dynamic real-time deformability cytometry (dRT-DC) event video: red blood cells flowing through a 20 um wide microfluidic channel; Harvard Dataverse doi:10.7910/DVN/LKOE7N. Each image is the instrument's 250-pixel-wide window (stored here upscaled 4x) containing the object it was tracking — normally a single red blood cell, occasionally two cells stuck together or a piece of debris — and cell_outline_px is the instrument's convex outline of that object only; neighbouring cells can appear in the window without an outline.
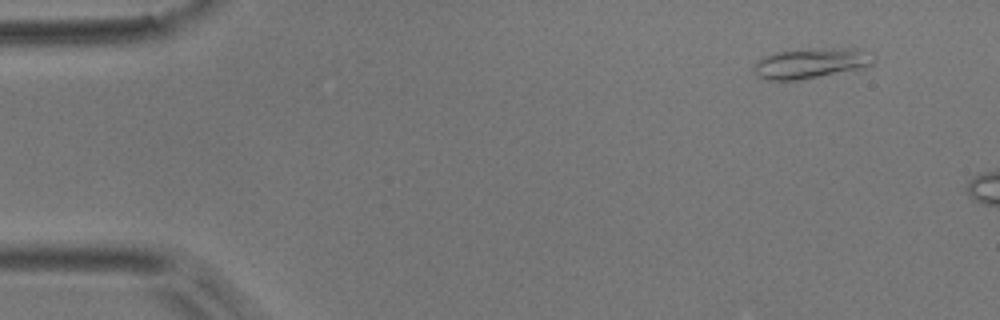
{"species": "common noctule bat (a hibernating species)", "species_latin": "Nyctalus noctula", "temperature_condition": "room temperature", "stored_images_in_passage": 5, "camera_frame_rate_fps": 3000, "um_per_image_px": 0.085, "animal": {"sex": "male", "body_mass_g": 17.9}, "frame": {"image": 1, "passage_image": 1, "time_ms": 0.0, "image_size_px": [1000, 320], "cell_outline_px": [[876, 60], [872, 64], [864, 68], [796, 80], [768, 80], [760, 76], [752, 68], [764, 56], [776, 52], [812, 48], [856, 48]], "centroid_in_image_um": [68.92, 5.37], "position_along_channel_um": 16.1, "area_um2": 20.69}}